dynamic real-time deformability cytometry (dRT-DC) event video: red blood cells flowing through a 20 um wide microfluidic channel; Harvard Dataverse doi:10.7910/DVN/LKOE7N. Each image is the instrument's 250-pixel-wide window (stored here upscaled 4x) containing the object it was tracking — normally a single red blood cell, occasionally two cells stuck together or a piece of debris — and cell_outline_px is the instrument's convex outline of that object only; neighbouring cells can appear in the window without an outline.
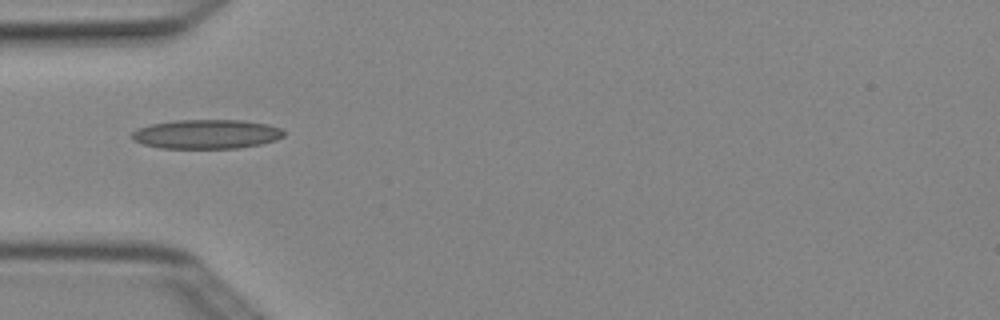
{"species": "Egyptian fruit bat (a non-hibernating species)", "species_latin": "Rousettus aegyptiacus", "temperature_condition": "cold", "stored_images_in_passage": 5, "camera_frame_rate_fps": 3000, "um_per_image_px": 0.085, "animal": {"sex": "female"}, "frame": {"image": 1, "passage_image": 4, "time_ms": 1.0, "image_size_px": [1000, 320], "cell_outline_px": [[284, 136], [276, 140], [260, 144], [236, 148], [160, 148], [144, 144], [132, 140], [132, 132], [148, 124], [176, 120], [240, 120], [268, 124], [280, 128], [284, 132]], "centroid_in_image_um": [17.55, 11.4], "position_along_channel_um": 67.5, "area_um2": 25.84}}
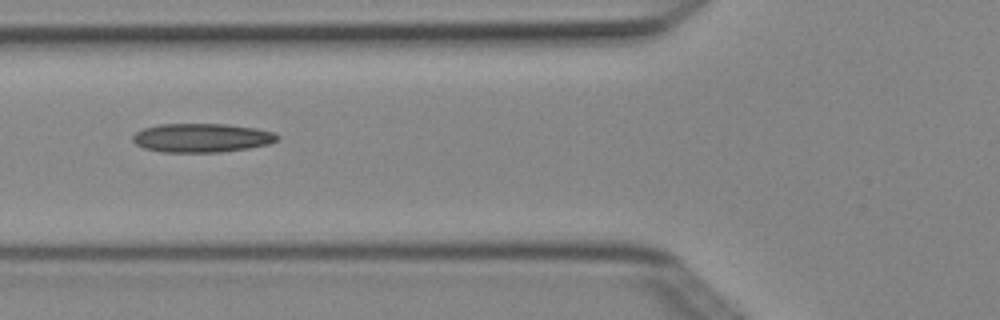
{"frame": {"image": 2, "passage_image": 5, "time_ms": 1.333, "image_size_px": [1000, 320], "cell_outline_px": [[280, 136], [276, 140], [268, 144], [248, 148], [220, 152], [160, 152], [144, 148], [136, 144], [132, 140], [132, 136], [136, 132], [144, 128], [160, 124], [228, 124], [256, 128], [276, 132]], "centroid_in_image_um": [17.15, 11.71], "position_along_channel_um": 108.6, "area_um2": 24.39}}